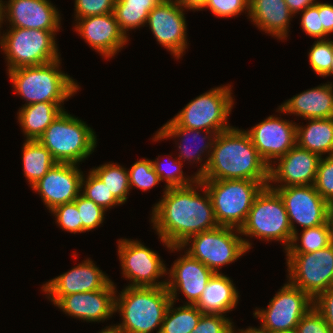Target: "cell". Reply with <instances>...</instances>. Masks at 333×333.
I'll use <instances>...</instances> for the list:
<instances>
[{
	"instance_id": "cell-1",
	"label": "cell",
	"mask_w": 333,
	"mask_h": 333,
	"mask_svg": "<svg viewBox=\"0 0 333 333\" xmlns=\"http://www.w3.org/2000/svg\"><path fill=\"white\" fill-rule=\"evenodd\" d=\"M199 188L204 190L203 196L198 193ZM163 194L152 207L151 223L168 249L181 246L190 236L219 226L211 197L200 179L189 186L167 188Z\"/></svg>"
},
{
	"instance_id": "cell-2",
	"label": "cell",
	"mask_w": 333,
	"mask_h": 333,
	"mask_svg": "<svg viewBox=\"0 0 333 333\" xmlns=\"http://www.w3.org/2000/svg\"><path fill=\"white\" fill-rule=\"evenodd\" d=\"M198 179L269 181V166L246 130L232 127L217 134L205 172Z\"/></svg>"
},
{
	"instance_id": "cell-3",
	"label": "cell",
	"mask_w": 333,
	"mask_h": 333,
	"mask_svg": "<svg viewBox=\"0 0 333 333\" xmlns=\"http://www.w3.org/2000/svg\"><path fill=\"white\" fill-rule=\"evenodd\" d=\"M121 293V294H120ZM115 295V310L122 323L116 325L122 333H151L159 328L171 302L166 286L130 287L126 286Z\"/></svg>"
},
{
	"instance_id": "cell-4",
	"label": "cell",
	"mask_w": 333,
	"mask_h": 333,
	"mask_svg": "<svg viewBox=\"0 0 333 333\" xmlns=\"http://www.w3.org/2000/svg\"><path fill=\"white\" fill-rule=\"evenodd\" d=\"M60 59L8 71L15 93L25 99L24 105L39 102L63 103L79 90V85L60 69Z\"/></svg>"
},
{
	"instance_id": "cell-5",
	"label": "cell",
	"mask_w": 333,
	"mask_h": 333,
	"mask_svg": "<svg viewBox=\"0 0 333 333\" xmlns=\"http://www.w3.org/2000/svg\"><path fill=\"white\" fill-rule=\"evenodd\" d=\"M38 141L51 153L58 163L79 164L94 152L96 134L78 117L65 109L46 128Z\"/></svg>"
},
{
	"instance_id": "cell-6",
	"label": "cell",
	"mask_w": 333,
	"mask_h": 333,
	"mask_svg": "<svg viewBox=\"0 0 333 333\" xmlns=\"http://www.w3.org/2000/svg\"><path fill=\"white\" fill-rule=\"evenodd\" d=\"M207 189L219 226L240 229L245 223L253 201L269 181L245 179H200Z\"/></svg>"
},
{
	"instance_id": "cell-7",
	"label": "cell",
	"mask_w": 333,
	"mask_h": 333,
	"mask_svg": "<svg viewBox=\"0 0 333 333\" xmlns=\"http://www.w3.org/2000/svg\"><path fill=\"white\" fill-rule=\"evenodd\" d=\"M238 234L240 231L237 228L217 226L190 236L181 246H171L169 250L179 251L191 245L186 250L191 257L202 262L214 273H221L219 269L223 265L235 262L252 247L248 240Z\"/></svg>"
},
{
	"instance_id": "cell-8",
	"label": "cell",
	"mask_w": 333,
	"mask_h": 333,
	"mask_svg": "<svg viewBox=\"0 0 333 333\" xmlns=\"http://www.w3.org/2000/svg\"><path fill=\"white\" fill-rule=\"evenodd\" d=\"M241 236L261 240L280 241L285 251L293 238L283 199L275 189L265 186L255 197L245 223L239 229Z\"/></svg>"
},
{
	"instance_id": "cell-9",
	"label": "cell",
	"mask_w": 333,
	"mask_h": 333,
	"mask_svg": "<svg viewBox=\"0 0 333 333\" xmlns=\"http://www.w3.org/2000/svg\"><path fill=\"white\" fill-rule=\"evenodd\" d=\"M57 31L10 28L1 36L0 46L6 54L7 71L37 66L60 59L55 43Z\"/></svg>"
},
{
	"instance_id": "cell-10",
	"label": "cell",
	"mask_w": 333,
	"mask_h": 333,
	"mask_svg": "<svg viewBox=\"0 0 333 333\" xmlns=\"http://www.w3.org/2000/svg\"><path fill=\"white\" fill-rule=\"evenodd\" d=\"M231 85L210 89L191 100L172 120L182 127L212 131L217 134L226 131L228 116L232 111L234 99Z\"/></svg>"
},
{
	"instance_id": "cell-11",
	"label": "cell",
	"mask_w": 333,
	"mask_h": 333,
	"mask_svg": "<svg viewBox=\"0 0 333 333\" xmlns=\"http://www.w3.org/2000/svg\"><path fill=\"white\" fill-rule=\"evenodd\" d=\"M313 307V299L289 281L270 300L267 309H256L259 333L295 332L301 318Z\"/></svg>"
},
{
	"instance_id": "cell-12",
	"label": "cell",
	"mask_w": 333,
	"mask_h": 333,
	"mask_svg": "<svg viewBox=\"0 0 333 333\" xmlns=\"http://www.w3.org/2000/svg\"><path fill=\"white\" fill-rule=\"evenodd\" d=\"M288 281L312 299L333 286V242L310 253H286Z\"/></svg>"
},
{
	"instance_id": "cell-13",
	"label": "cell",
	"mask_w": 333,
	"mask_h": 333,
	"mask_svg": "<svg viewBox=\"0 0 333 333\" xmlns=\"http://www.w3.org/2000/svg\"><path fill=\"white\" fill-rule=\"evenodd\" d=\"M118 255L122 274L132 282L130 287H162L167 269L160 256L138 240L119 239ZM158 281V282H157Z\"/></svg>"
},
{
	"instance_id": "cell-14",
	"label": "cell",
	"mask_w": 333,
	"mask_h": 333,
	"mask_svg": "<svg viewBox=\"0 0 333 333\" xmlns=\"http://www.w3.org/2000/svg\"><path fill=\"white\" fill-rule=\"evenodd\" d=\"M268 186L275 189L283 199L293 234L297 232L295 222L303 229L327 222L328 203L316 191L314 185Z\"/></svg>"
},
{
	"instance_id": "cell-15",
	"label": "cell",
	"mask_w": 333,
	"mask_h": 333,
	"mask_svg": "<svg viewBox=\"0 0 333 333\" xmlns=\"http://www.w3.org/2000/svg\"><path fill=\"white\" fill-rule=\"evenodd\" d=\"M184 15V8L177 0H162L149 12L146 23L158 43L176 59L182 58L188 46Z\"/></svg>"
},
{
	"instance_id": "cell-16",
	"label": "cell",
	"mask_w": 333,
	"mask_h": 333,
	"mask_svg": "<svg viewBox=\"0 0 333 333\" xmlns=\"http://www.w3.org/2000/svg\"><path fill=\"white\" fill-rule=\"evenodd\" d=\"M296 123L270 115L246 132L258 154L270 167L296 145Z\"/></svg>"
},
{
	"instance_id": "cell-17",
	"label": "cell",
	"mask_w": 333,
	"mask_h": 333,
	"mask_svg": "<svg viewBox=\"0 0 333 333\" xmlns=\"http://www.w3.org/2000/svg\"><path fill=\"white\" fill-rule=\"evenodd\" d=\"M82 176L77 164L57 162L31 187L51 211L58 205L73 202L80 195Z\"/></svg>"
},
{
	"instance_id": "cell-18",
	"label": "cell",
	"mask_w": 333,
	"mask_h": 333,
	"mask_svg": "<svg viewBox=\"0 0 333 333\" xmlns=\"http://www.w3.org/2000/svg\"><path fill=\"white\" fill-rule=\"evenodd\" d=\"M5 3L2 1V21L9 22L8 28L60 29V13L49 0H9Z\"/></svg>"
},
{
	"instance_id": "cell-19",
	"label": "cell",
	"mask_w": 333,
	"mask_h": 333,
	"mask_svg": "<svg viewBox=\"0 0 333 333\" xmlns=\"http://www.w3.org/2000/svg\"><path fill=\"white\" fill-rule=\"evenodd\" d=\"M89 259L43 284L42 291L54 305L63 296L104 289L112 281Z\"/></svg>"
},
{
	"instance_id": "cell-20",
	"label": "cell",
	"mask_w": 333,
	"mask_h": 333,
	"mask_svg": "<svg viewBox=\"0 0 333 333\" xmlns=\"http://www.w3.org/2000/svg\"><path fill=\"white\" fill-rule=\"evenodd\" d=\"M320 156L301 148L297 144L291 148L284 156L273 161L269 167V182L281 185L276 187H287L297 185H314Z\"/></svg>"
},
{
	"instance_id": "cell-21",
	"label": "cell",
	"mask_w": 333,
	"mask_h": 333,
	"mask_svg": "<svg viewBox=\"0 0 333 333\" xmlns=\"http://www.w3.org/2000/svg\"><path fill=\"white\" fill-rule=\"evenodd\" d=\"M184 253L183 257L175 260L169 272L166 273L170 278L166 280V288L171 301L178 300L177 291H180L188 299V303L185 304L195 305L214 272L187 252Z\"/></svg>"
},
{
	"instance_id": "cell-22",
	"label": "cell",
	"mask_w": 333,
	"mask_h": 333,
	"mask_svg": "<svg viewBox=\"0 0 333 333\" xmlns=\"http://www.w3.org/2000/svg\"><path fill=\"white\" fill-rule=\"evenodd\" d=\"M116 292L111 281L104 289L63 296L55 305L71 317L87 322H100L115 313Z\"/></svg>"
},
{
	"instance_id": "cell-23",
	"label": "cell",
	"mask_w": 333,
	"mask_h": 333,
	"mask_svg": "<svg viewBox=\"0 0 333 333\" xmlns=\"http://www.w3.org/2000/svg\"><path fill=\"white\" fill-rule=\"evenodd\" d=\"M75 31L105 58H112L128 42L120 30L114 13L75 20Z\"/></svg>"
},
{
	"instance_id": "cell-24",
	"label": "cell",
	"mask_w": 333,
	"mask_h": 333,
	"mask_svg": "<svg viewBox=\"0 0 333 333\" xmlns=\"http://www.w3.org/2000/svg\"><path fill=\"white\" fill-rule=\"evenodd\" d=\"M329 83L293 96L281 104L277 112L294 114L304 120L333 117V84Z\"/></svg>"
},
{
	"instance_id": "cell-25",
	"label": "cell",
	"mask_w": 333,
	"mask_h": 333,
	"mask_svg": "<svg viewBox=\"0 0 333 333\" xmlns=\"http://www.w3.org/2000/svg\"><path fill=\"white\" fill-rule=\"evenodd\" d=\"M203 130H198V129H191V128H187V127H182V126H178L172 119L169 120L166 124H164L154 135L153 140L154 141H159L161 139H166V138H176V137H180L182 138L180 140V145H179V160L184 159V162L187 160L189 162H191L193 160V163L196 161L197 163L200 161L202 162L203 159L202 155L204 152H206L208 158L206 159L204 164H201V168H199V170L197 171V173L195 174L197 176V178H199L204 172L205 169L207 167L208 164V159L210 157L211 154V150L213 148V144H214V140L217 136L216 132H212V131H204L206 135L202 136L203 133L201 132ZM193 134V135H192ZM190 135H192V139L193 141H196L197 138L199 137L202 141V143L204 142V140H207V142L205 141V144H202L200 147L195 148V150L193 151V149L188 148V137H190ZM187 137V138H186ZM199 141H197L196 143L199 144ZM182 142V143H181ZM193 143L190 144L189 142V146H192ZM200 145V144H199ZM198 146V145H197ZM194 148V147H193ZM208 151V152H207ZM202 154V155H201Z\"/></svg>"
},
{
	"instance_id": "cell-26",
	"label": "cell",
	"mask_w": 333,
	"mask_h": 333,
	"mask_svg": "<svg viewBox=\"0 0 333 333\" xmlns=\"http://www.w3.org/2000/svg\"><path fill=\"white\" fill-rule=\"evenodd\" d=\"M248 15L258 29L282 40L288 37L289 23L294 14L285 0H250Z\"/></svg>"
},
{
	"instance_id": "cell-27",
	"label": "cell",
	"mask_w": 333,
	"mask_h": 333,
	"mask_svg": "<svg viewBox=\"0 0 333 333\" xmlns=\"http://www.w3.org/2000/svg\"><path fill=\"white\" fill-rule=\"evenodd\" d=\"M238 294L229 277L222 273H214L195 306L203 313L223 315L236 307Z\"/></svg>"
},
{
	"instance_id": "cell-28",
	"label": "cell",
	"mask_w": 333,
	"mask_h": 333,
	"mask_svg": "<svg viewBox=\"0 0 333 333\" xmlns=\"http://www.w3.org/2000/svg\"><path fill=\"white\" fill-rule=\"evenodd\" d=\"M308 125H296V144L323 157L333 155V117L307 119Z\"/></svg>"
},
{
	"instance_id": "cell-29",
	"label": "cell",
	"mask_w": 333,
	"mask_h": 333,
	"mask_svg": "<svg viewBox=\"0 0 333 333\" xmlns=\"http://www.w3.org/2000/svg\"><path fill=\"white\" fill-rule=\"evenodd\" d=\"M62 103L39 102L23 105L17 115L26 140H38L63 111Z\"/></svg>"
},
{
	"instance_id": "cell-30",
	"label": "cell",
	"mask_w": 333,
	"mask_h": 333,
	"mask_svg": "<svg viewBox=\"0 0 333 333\" xmlns=\"http://www.w3.org/2000/svg\"><path fill=\"white\" fill-rule=\"evenodd\" d=\"M162 0H116L114 15L120 30L127 36V31L145 26L149 12Z\"/></svg>"
},
{
	"instance_id": "cell-31",
	"label": "cell",
	"mask_w": 333,
	"mask_h": 333,
	"mask_svg": "<svg viewBox=\"0 0 333 333\" xmlns=\"http://www.w3.org/2000/svg\"><path fill=\"white\" fill-rule=\"evenodd\" d=\"M23 172L30 186L40 180L57 162L38 140H25L22 150Z\"/></svg>"
},
{
	"instance_id": "cell-32",
	"label": "cell",
	"mask_w": 333,
	"mask_h": 333,
	"mask_svg": "<svg viewBox=\"0 0 333 333\" xmlns=\"http://www.w3.org/2000/svg\"><path fill=\"white\" fill-rule=\"evenodd\" d=\"M173 307L174 301H171L166 310L160 333H190L193 331L203 312L190 304L178 308Z\"/></svg>"
},
{
	"instance_id": "cell-33",
	"label": "cell",
	"mask_w": 333,
	"mask_h": 333,
	"mask_svg": "<svg viewBox=\"0 0 333 333\" xmlns=\"http://www.w3.org/2000/svg\"><path fill=\"white\" fill-rule=\"evenodd\" d=\"M301 232V238L298 236V232L293 234L291 244L285 251L286 253H310L323 249L333 242L328 221L325 224L305 228ZM298 240L301 241V245L297 244Z\"/></svg>"
},
{
	"instance_id": "cell-34",
	"label": "cell",
	"mask_w": 333,
	"mask_h": 333,
	"mask_svg": "<svg viewBox=\"0 0 333 333\" xmlns=\"http://www.w3.org/2000/svg\"><path fill=\"white\" fill-rule=\"evenodd\" d=\"M91 170L106 184L121 204L127 201L130 185L126 168L109 162Z\"/></svg>"
},
{
	"instance_id": "cell-35",
	"label": "cell",
	"mask_w": 333,
	"mask_h": 333,
	"mask_svg": "<svg viewBox=\"0 0 333 333\" xmlns=\"http://www.w3.org/2000/svg\"><path fill=\"white\" fill-rule=\"evenodd\" d=\"M80 194L94 201L106 211L112 206L122 205L112 192L109 191L106 184L92 170L89 171L87 178L84 175L82 176Z\"/></svg>"
},
{
	"instance_id": "cell-36",
	"label": "cell",
	"mask_w": 333,
	"mask_h": 333,
	"mask_svg": "<svg viewBox=\"0 0 333 333\" xmlns=\"http://www.w3.org/2000/svg\"><path fill=\"white\" fill-rule=\"evenodd\" d=\"M159 160L160 159L157 158L151 161L160 181H166L164 189L189 186L198 180L196 175L191 176L192 178L184 176L182 171L183 163L178 158H174L172 160L173 162L169 161L170 164L168 163L167 167H165V165L163 166Z\"/></svg>"
},
{
	"instance_id": "cell-37",
	"label": "cell",
	"mask_w": 333,
	"mask_h": 333,
	"mask_svg": "<svg viewBox=\"0 0 333 333\" xmlns=\"http://www.w3.org/2000/svg\"><path fill=\"white\" fill-rule=\"evenodd\" d=\"M309 64L315 74L326 77L331 75L333 61V40L319 39L315 41L308 53Z\"/></svg>"
},
{
	"instance_id": "cell-38",
	"label": "cell",
	"mask_w": 333,
	"mask_h": 333,
	"mask_svg": "<svg viewBox=\"0 0 333 333\" xmlns=\"http://www.w3.org/2000/svg\"><path fill=\"white\" fill-rule=\"evenodd\" d=\"M127 171L130 189L136 187L147 191L160 182V178L153 168L152 161L149 159H139Z\"/></svg>"
},
{
	"instance_id": "cell-39",
	"label": "cell",
	"mask_w": 333,
	"mask_h": 333,
	"mask_svg": "<svg viewBox=\"0 0 333 333\" xmlns=\"http://www.w3.org/2000/svg\"><path fill=\"white\" fill-rule=\"evenodd\" d=\"M74 202L80 216V233L94 230L103 223L106 210L98 206L94 201L80 194Z\"/></svg>"
},
{
	"instance_id": "cell-40",
	"label": "cell",
	"mask_w": 333,
	"mask_h": 333,
	"mask_svg": "<svg viewBox=\"0 0 333 333\" xmlns=\"http://www.w3.org/2000/svg\"><path fill=\"white\" fill-rule=\"evenodd\" d=\"M314 187L327 203L333 200V155L320 158Z\"/></svg>"
},
{
	"instance_id": "cell-41",
	"label": "cell",
	"mask_w": 333,
	"mask_h": 333,
	"mask_svg": "<svg viewBox=\"0 0 333 333\" xmlns=\"http://www.w3.org/2000/svg\"><path fill=\"white\" fill-rule=\"evenodd\" d=\"M51 213L61 229L74 234L80 233V216L74 201L56 206Z\"/></svg>"
},
{
	"instance_id": "cell-42",
	"label": "cell",
	"mask_w": 333,
	"mask_h": 333,
	"mask_svg": "<svg viewBox=\"0 0 333 333\" xmlns=\"http://www.w3.org/2000/svg\"><path fill=\"white\" fill-rule=\"evenodd\" d=\"M222 314L203 313L197 326L190 333H232L233 322Z\"/></svg>"
},
{
	"instance_id": "cell-43",
	"label": "cell",
	"mask_w": 333,
	"mask_h": 333,
	"mask_svg": "<svg viewBox=\"0 0 333 333\" xmlns=\"http://www.w3.org/2000/svg\"><path fill=\"white\" fill-rule=\"evenodd\" d=\"M116 0H75V18L113 13Z\"/></svg>"
},
{
	"instance_id": "cell-44",
	"label": "cell",
	"mask_w": 333,
	"mask_h": 333,
	"mask_svg": "<svg viewBox=\"0 0 333 333\" xmlns=\"http://www.w3.org/2000/svg\"><path fill=\"white\" fill-rule=\"evenodd\" d=\"M250 0H208L204 8H209L218 17L227 18L237 16L247 11L249 14Z\"/></svg>"
},
{
	"instance_id": "cell-45",
	"label": "cell",
	"mask_w": 333,
	"mask_h": 333,
	"mask_svg": "<svg viewBox=\"0 0 333 333\" xmlns=\"http://www.w3.org/2000/svg\"><path fill=\"white\" fill-rule=\"evenodd\" d=\"M301 22L300 25L302 30L313 38L327 39L325 36L328 34L324 31L321 25V14H319V2L315 5L307 7L303 12H301Z\"/></svg>"
},
{
	"instance_id": "cell-46",
	"label": "cell",
	"mask_w": 333,
	"mask_h": 333,
	"mask_svg": "<svg viewBox=\"0 0 333 333\" xmlns=\"http://www.w3.org/2000/svg\"><path fill=\"white\" fill-rule=\"evenodd\" d=\"M295 333H332L321 314L312 307L299 321Z\"/></svg>"
},
{
	"instance_id": "cell-47",
	"label": "cell",
	"mask_w": 333,
	"mask_h": 333,
	"mask_svg": "<svg viewBox=\"0 0 333 333\" xmlns=\"http://www.w3.org/2000/svg\"><path fill=\"white\" fill-rule=\"evenodd\" d=\"M313 307L321 314L333 333V286L313 299Z\"/></svg>"
},
{
	"instance_id": "cell-48",
	"label": "cell",
	"mask_w": 333,
	"mask_h": 333,
	"mask_svg": "<svg viewBox=\"0 0 333 333\" xmlns=\"http://www.w3.org/2000/svg\"><path fill=\"white\" fill-rule=\"evenodd\" d=\"M319 14L324 31L327 34L333 33V5L319 2Z\"/></svg>"
},
{
	"instance_id": "cell-49",
	"label": "cell",
	"mask_w": 333,
	"mask_h": 333,
	"mask_svg": "<svg viewBox=\"0 0 333 333\" xmlns=\"http://www.w3.org/2000/svg\"><path fill=\"white\" fill-rule=\"evenodd\" d=\"M285 2L294 15L298 12H303L307 7L316 4L315 0H285Z\"/></svg>"
},
{
	"instance_id": "cell-50",
	"label": "cell",
	"mask_w": 333,
	"mask_h": 333,
	"mask_svg": "<svg viewBox=\"0 0 333 333\" xmlns=\"http://www.w3.org/2000/svg\"><path fill=\"white\" fill-rule=\"evenodd\" d=\"M208 0H177V2L186 10H203Z\"/></svg>"
},
{
	"instance_id": "cell-51",
	"label": "cell",
	"mask_w": 333,
	"mask_h": 333,
	"mask_svg": "<svg viewBox=\"0 0 333 333\" xmlns=\"http://www.w3.org/2000/svg\"><path fill=\"white\" fill-rule=\"evenodd\" d=\"M327 221L333 235V200L328 202Z\"/></svg>"
},
{
	"instance_id": "cell-52",
	"label": "cell",
	"mask_w": 333,
	"mask_h": 333,
	"mask_svg": "<svg viewBox=\"0 0 333 333\" xmlns=\"http://www.w3.org/2000/svg\"><path fill=\"white\" fill-rule=\"evenodd\" d=\"M106 328V329H105ZM102 329L99 333H122L116 325L108 326Z\"/></svg>"
},
{
	"instance_id": "cell-53",
	"label": "cell",
	"mask_w": 333,
	"mask_h": 333,
	"mask_svg": "<svg viewBox=\"0 0 333 333\" xmlns=\"http://www.w3.org/2000/svg\"><path fill=\"white\" fill-rule=\"evenodd\" d=\"M235 331L236 330L234 329L232 333H259L253 327L246 328V330L240 329L239 332H235Z\"/></svg>"
},
{
	"instance_id": "cell-54",
	"label": "cell",
	"mask_w": 333,
	"mask_h": 333,
	"mask_svg": "<svg viewBox=\"0 0 333 333\" xmlns=\"http://www.w3.org/2000/svg\"><path fill=\"white\" fill-rule=\"evenodd\" d=\"M2 23L4 22L2 21V0H0V29L2 27Z\"/></svg>"
},
{
	"instance_id": "cell-55",
	"label": "cell",
	"mask_w": 333,
	"mask_h": 333,
	"mask_svg": "<svg viewBox=\"0 0 333 333\" xmlns=\"http://www.w3.org/2000/svg\"><path fill=\"white\" fill-rule=\"evenodd\" d=\"M333 75V61H332V65H331V76Z\"/></svg>"
},
{
	"instance_id": "cell-56",
	"label": "cell",
	"mask_w": 333,
	"mask_h": 333,
	"mask_svg": "<svg viewBox=\"0 0 333 333\" xmlns=\"http://www.w3.org/2000/svg\"><path fill=\"white\" fill-rule=\"evenodd\" d=\"M270 333H295V332H270Z\"/></svg>"
}]
</instances>
